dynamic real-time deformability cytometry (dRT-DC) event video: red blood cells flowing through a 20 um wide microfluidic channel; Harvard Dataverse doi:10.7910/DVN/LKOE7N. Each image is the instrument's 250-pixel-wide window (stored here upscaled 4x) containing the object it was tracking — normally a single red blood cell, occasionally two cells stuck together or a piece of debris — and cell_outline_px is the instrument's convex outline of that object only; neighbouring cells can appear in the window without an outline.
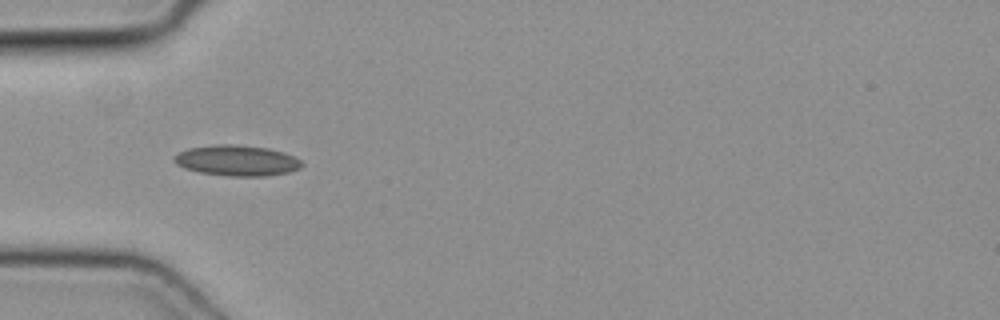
{"species": "common noctule bat (a hibernating species)", "species_latin": "Nyctalus noctula", "temperature_condition": "cold", "stored_images_in_passage": 34, "camera_frame_rate_fps": 3000, "um_per_image_px": 0.085, "animal": {"sex": "female", "body_mass_g": 19.3, "forearm_length_mm": 54.1}, "frame": {"image": 1, "passage_image": 1, "time_ms": 0.0, "image_size_px": [1000, 320], "cell_outline_px": [[304, 164], [300, 168], [288, 172], [264, 176], [228, 176], [200, 172], [184, 168], [176, 164], [172, 160], [180, 152], [188, 148], [224, 144], [232, 144], [268, 148], [292, 156], [300, 160]], "centroid_in_image_um": [20.13, 13.65], "position_along_channel_um": 64.9, "area_um2": 22.48}}
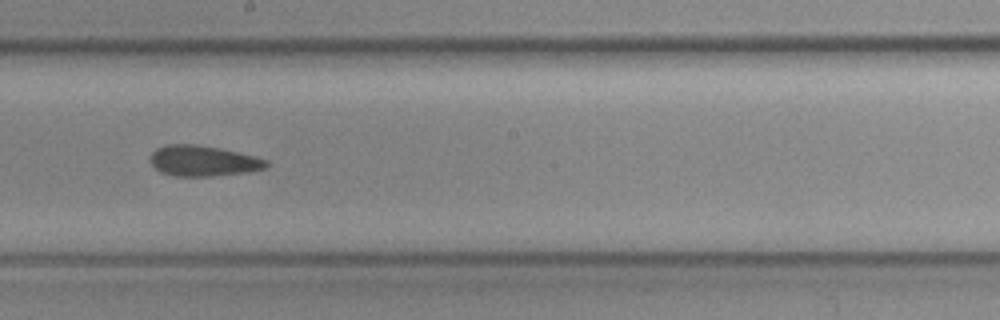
{"frame": {"image": 2, "passage_image": 13, "time_ms": 4.0, "image_size_px": [1000, 320], "cell_outline_px": [[268, 168], [252, 172], [212, 176], [176, 176], [160, 172], [148, 160], [148, 156], [156, 148], [164, 144], [192, 144], [216, 148], [256, 156], [268, 160]], "centroid_in_image_um": [17.26, 13.68], "position_along_channel_um": 230.9, "area_um2": 20.92}}
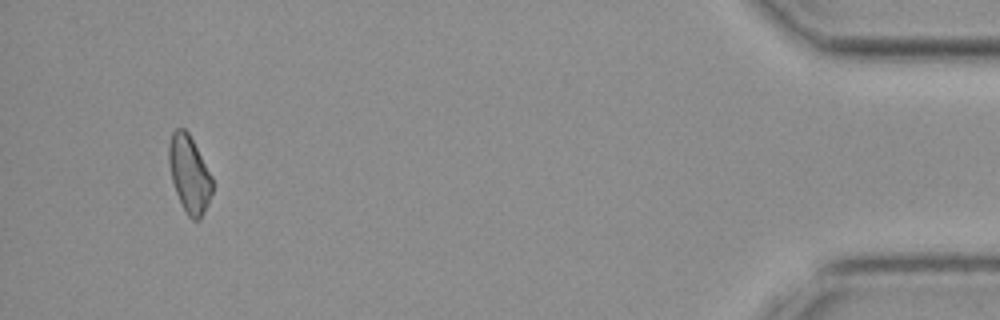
{"frame": {"image": 3, "passage_image": 32, "time_ms": 10.333, "image_size_px": [1000, 320], "cell_outline_px": [[212, 192], [208, 204], [200, 220], [192, 220], [184, 212], [176, 192], [172, 180], [168, 164], [168, 144], [172, 132], [176, 128], [184, 128], [188, 132], [212, 176]], "centroid_in_image_um": [16.07, 14.81], "position_along_channel_um": 419.1, "area_um2": 19.59}}